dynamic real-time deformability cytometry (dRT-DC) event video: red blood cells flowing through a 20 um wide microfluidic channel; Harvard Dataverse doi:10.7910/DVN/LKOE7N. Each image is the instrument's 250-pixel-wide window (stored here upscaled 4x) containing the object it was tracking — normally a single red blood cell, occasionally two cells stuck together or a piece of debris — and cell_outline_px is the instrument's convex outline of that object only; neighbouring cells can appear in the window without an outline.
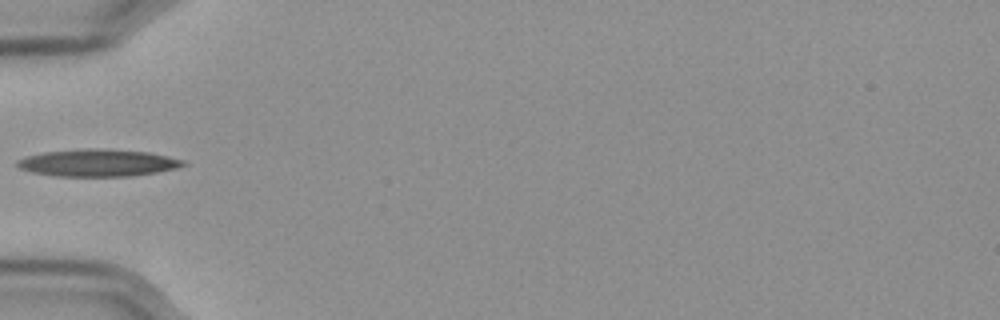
{"species": "Egyptian fruit bat (a non-hibernating species)", "species_latin": "Rousettus aegyptiacus", "temperature_condition": "cold", "stored_images_in_passage": 38, "camera_frame_rate_fps": 3000, "um_per_image_px": 0.085, "frame": {"image": 1, "passage_image": 1, "time_ms": 0.0, "image_size_px": [1000, 320], "cell_outline_px": [[188, 164], [176, 168], [156, 172], [132, 176], [56, 176], [32, 172], [20, 168], [16, 164], [16, 160], [28, 156], [44, 152], [84, 148], [92, 148], [148, 152], [168, 156], [184, 160]], "centroid_in_image_um": [8.32, 13.84], "position_along_channel_um": 76.7, "area_um2": 26.18}}